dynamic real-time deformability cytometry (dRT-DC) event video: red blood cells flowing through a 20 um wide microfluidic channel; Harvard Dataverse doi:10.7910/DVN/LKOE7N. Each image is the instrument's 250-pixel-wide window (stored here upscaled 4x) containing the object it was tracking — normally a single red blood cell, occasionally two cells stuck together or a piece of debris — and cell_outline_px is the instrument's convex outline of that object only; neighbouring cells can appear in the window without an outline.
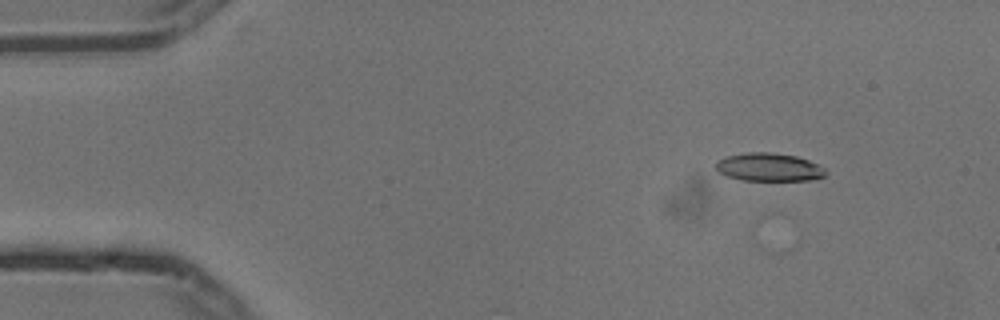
{"species": "common noctule bat (a hibernating species)", "species_latin": "Nyctalus noctula", "temperature_condition": "cold", "stored_images_in_passage": 8, "camera_frame_rate_fps": 3000, "um_per_image_px": 0.085, "animal": {"sex": "male", "body_mass_g": 13.3}, "frame": {"image": 1, "passage_image": 2, "time_ms": 0.333, "image_size_px": [1000, 320], "cell_outline_px": [[828, 172], [824, 176], [812, 180], [740, 180], [728, 176], [720, 172], [716, 168], [716, 160], [728, 156], [744, 152], [772, 152], [796, 156], [808, 160], [824, 168]], "centroid_in_image_um": [65.36, 14.2], "position_along_channel_um": 19.6, "area_um2": 17.98}}
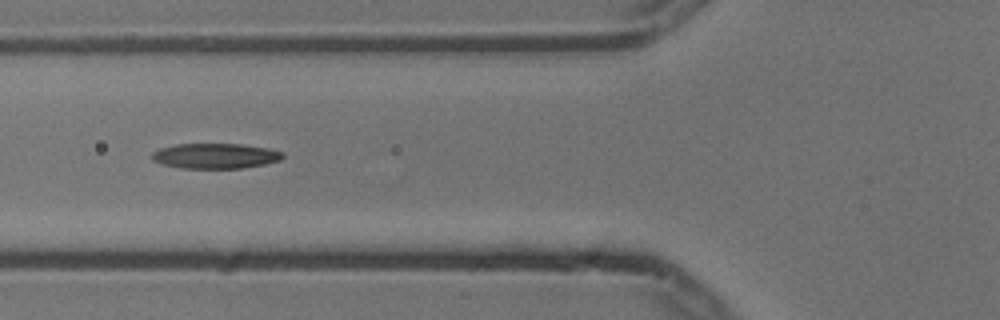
{"frame": {"image": 2, "passage_image": 6, "time_ms": 1.667, "image_size_px": [1000, 320], "cell_outline_px": [[284, 156], [280, 160], [264, 164], [240, 168], [180, 168], [164, 164], [152, 160], [152, 152], [160, 148], [176, 144], [240, 144], [268, 148], [284, 152]], "centroid_in_image_um": [18.31, 13.25], "position_along_channel_um": 107.5, "area_um2": 19.13}}
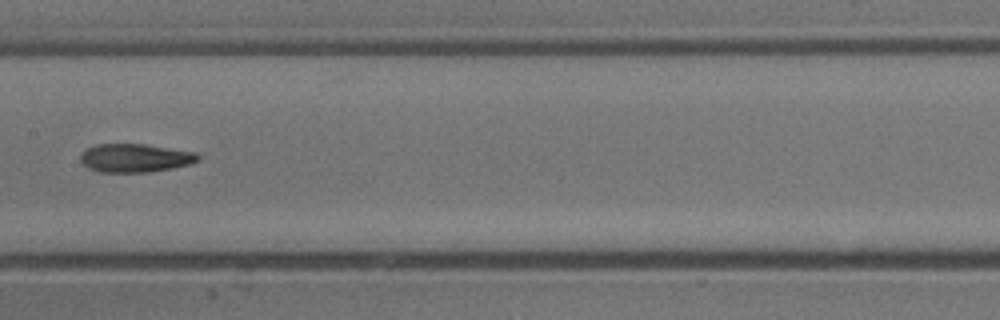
{"frame": {"image": 3, "passage_image": 8, "time_ms": 2.333, "image_size_px": [1000, 320], "cell_outline_px": [[200, 160], [188, 164], [172, 168], [148, 172], [100, 172], [88, 168], [80, 160], [80, 156], [84, 148], [96, 144], [144, 144], [196, 152], [200, 156]], "centroid_in_image_um": [11.46, 13.42], "position_along_channel_um": 195.9, "area_um2": 19.54}}